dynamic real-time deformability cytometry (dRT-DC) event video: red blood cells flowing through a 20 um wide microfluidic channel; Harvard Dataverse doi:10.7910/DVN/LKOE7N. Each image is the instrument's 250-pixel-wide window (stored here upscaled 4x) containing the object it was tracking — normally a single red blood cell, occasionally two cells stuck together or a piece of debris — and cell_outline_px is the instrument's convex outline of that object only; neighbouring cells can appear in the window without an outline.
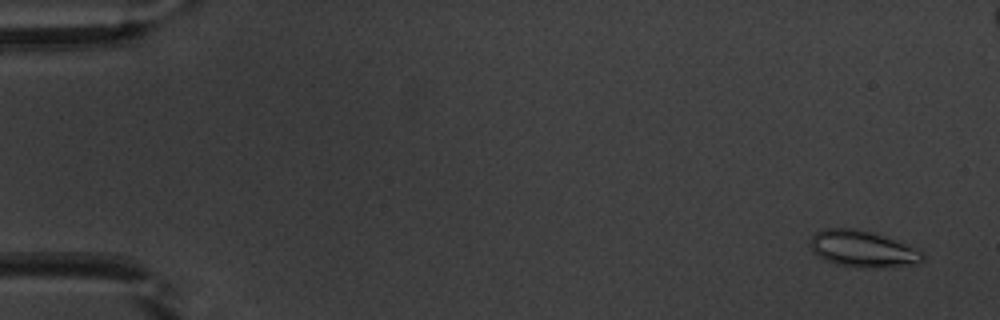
{"species": "common noctule bat (a hibernating species)", "species_latin": "Nyctalus noctula", "temperature_condition": "warm", "stored_images_in_passage": 16, "camera_frame_rate_fps": 3000, "um_per_image_px": 0.085, "animal": {"sex": "male", "body_mass_g": 20.1, "forearm_length_mm": 53.5}, "frame": {"image": 1, "passage_image": 3, "time_ms": 0.667, "image_size_px": [1000, 320], "cell_outline_px": [[924, 260], [916, 264], [884, 268], [856, 268], [836, 264], [824, 260], [812, 252], [808, 244], [808, 240], [816, 232], [828, 228], [856, 228], [872, 232], [920, 248], [924, 252]], "centroid_in_image_um": [73.34, 21.17], "position_along_channel_um": 11.7, "area_um2": 24.62}}